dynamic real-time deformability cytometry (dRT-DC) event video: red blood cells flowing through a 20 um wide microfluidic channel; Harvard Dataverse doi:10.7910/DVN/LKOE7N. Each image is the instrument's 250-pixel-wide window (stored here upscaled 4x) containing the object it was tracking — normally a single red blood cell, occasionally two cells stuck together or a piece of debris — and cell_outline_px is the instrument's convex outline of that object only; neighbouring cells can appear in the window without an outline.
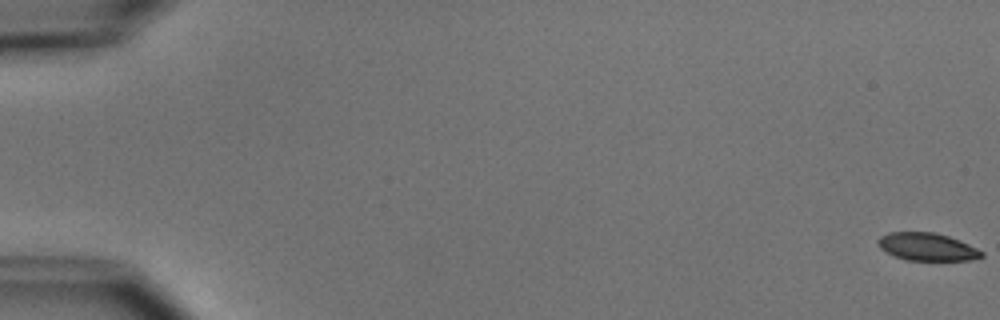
{"species": "common noctule bat (a hibernating species)", "species_latin": "Nyctalus noctula", "temperature_condition": "cold", "stored_images_in_passage": 51, "camera_frame_rate_fps": 3000, "um_per_image_px": 0.085, "animal": {"sex": "male", "body_mass_g": 15.6}, "frame": {"image": 1, "passage_image": 1, "time_ms": 0.0, "image_size_px": [1000, 320], "cell_outline_px": [[984, 256], [964, 260], [908, 260], [896, 256], [888, 252], [880, 244], [880, 236], [892, 232], [932, 232], [948, 236], [984, 252]], "centroid_in_image_um": [78.83, 20.98], "position_along_channel_um": 6.2, "area_um2": 16.01}}
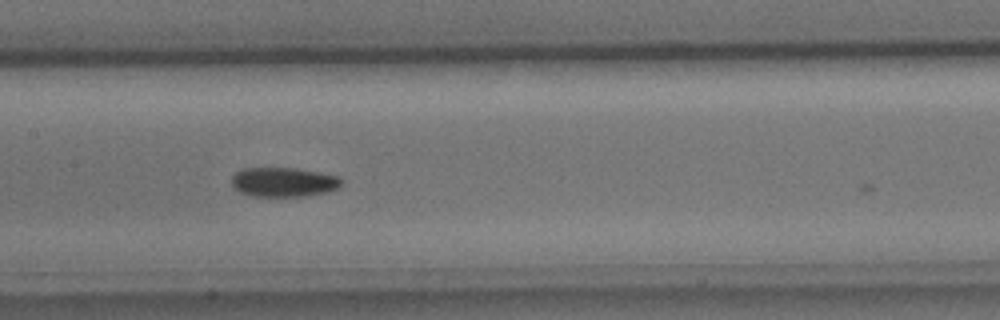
{"frame": {"image": 2, "passage_image": 28, "time_ms": 9.0, "image_size_px": [1000, 320], "cell_outline_px": [[340, 184], [336, 188], [320, 192], [296, 196], [264, 196], [244, 192], [236, 188], [232, 184], [232, 176], [236, 172], [248, 168], [288, 168], [336, 176], [340, 180]], "centroid_in_image_um": [24.03, 15.46], "position_along_channel_um": 183.4, "area_um2": 17.57}}
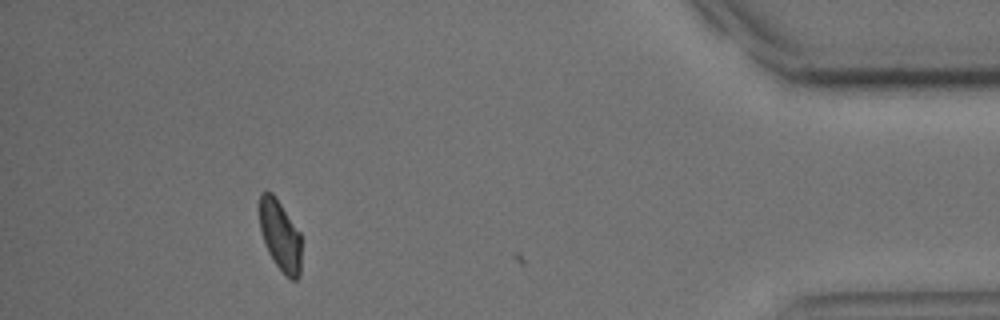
{"frame": {"image": 3, "passage_image": 50, "time_ms": 16.333, "image_size_px": [1000, 320], "cell_outline_px": [[300, 272], [296, 280], [292, 280], [276, 264], [268, 252], [260, 228], [260, 196], [264, 192], [272, 192], [300, 232]], "centroid_in_image_um": [23.82, 20.01], "position_along_channel_um": 411.4, "area_um2": 16.7}, "authors_computed_cell_mechanics": {"area_um2": 17.1666, "velocity_mm_per_s": 3.8037, "shape_relaxation_time_tau1_ms": 4.9997, "shape_relaxation_time_tau2_ms": 6.7881, "deformation_change_tau1": 0.1299, "deformation_change_tau2": 0.1052}}